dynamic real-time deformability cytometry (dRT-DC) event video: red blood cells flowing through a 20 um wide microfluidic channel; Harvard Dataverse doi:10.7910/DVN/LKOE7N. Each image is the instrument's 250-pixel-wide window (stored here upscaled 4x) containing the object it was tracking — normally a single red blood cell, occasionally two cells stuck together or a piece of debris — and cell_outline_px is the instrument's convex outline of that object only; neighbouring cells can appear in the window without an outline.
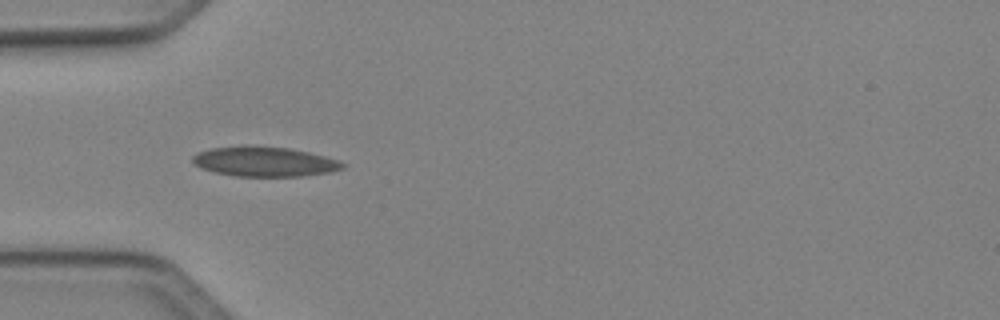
{"species": "Egyptian fruit bat (a non-hibernating species)", "species_latin": "Rousettus aegyptiacus", "temperature_condition": "cold", "stored_images_in_passage": 10, "camera_frame_rate_fps": 3000, "um_per_image_px": 0.085, "animal": {"sex": "female"}, "frame": {"image": 1, "passage_image": 4, "time_ms": 1.0, "image_size_px": [1000, 320], "cell_outline_px": [[344, 168], [328, 172], [300, 176], [236, 176], [216, 172], [200, 168], [192, 160], [192, 156], [196, 152], [212, 148], [248, 144], [288, 148], [308, 152], [340, 160], [344, 164]], "centroid_in_image_um": [22.44, 13.71], "position_along_channel_um": 62.6, "area_um2": 26.13}}
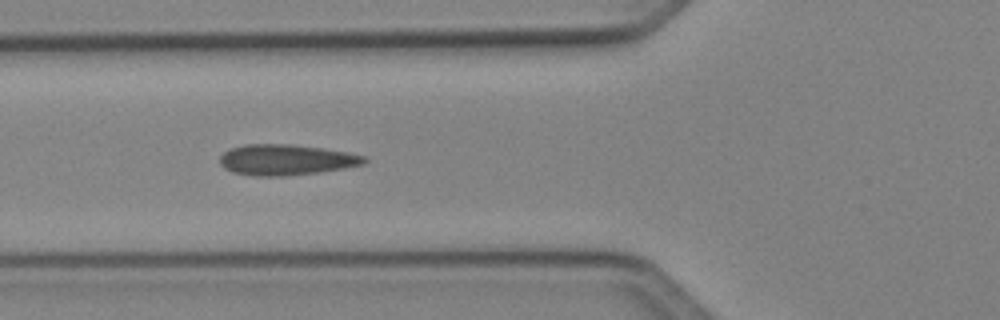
{"frame": {"image": 2, "passage_image": 7, "time_ms": 2.0, "image_size_px": [1000, 320], "cell_outline_px": [[368, 160], [364, 164], [320, 172], [288, 176], [252, 176], [232, 172], [224, 168], [220, 164], [220, 156], [224, 152], [232, 148], [244, 144], [292, 144], [324, 148], [348, 152], [364, 156]], "centroid_in_image_um": [24.31, 13.58], "position_along_channel_um": 101.5, "area_um2": 26.01}}